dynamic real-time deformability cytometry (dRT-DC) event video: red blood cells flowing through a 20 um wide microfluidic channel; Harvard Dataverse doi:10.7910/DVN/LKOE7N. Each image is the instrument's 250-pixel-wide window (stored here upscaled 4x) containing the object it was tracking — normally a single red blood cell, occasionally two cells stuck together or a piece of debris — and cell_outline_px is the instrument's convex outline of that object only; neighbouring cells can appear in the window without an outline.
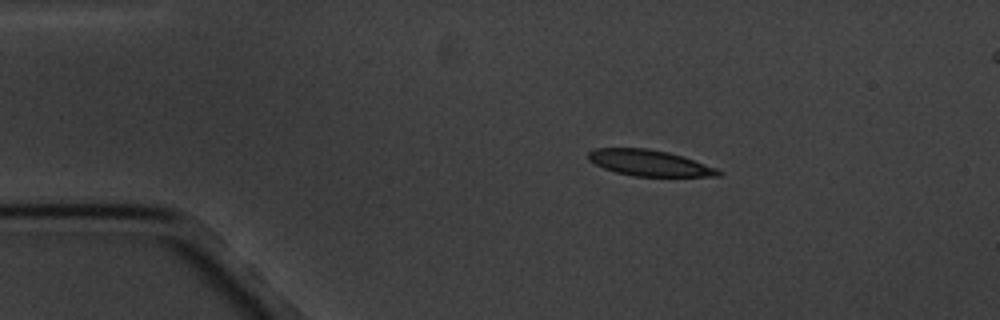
{"species": "common noctule bat (a hibernating species)", "species_latin": "Nyctalus noctula", "temperature_condition": "cold", "stored_images_in_passage": 4, "camera_frame_rate_fps": 3000, "um_per_image_px": 0.085, "animal": {"sex": "male", "body_mass_g": 20.1, "forearm_length_mm": 53.5}, "frame": {"image": 1, "passage_image": 2, "time_ms": 1.333, "image_size_px": [1000, 320], "cell_outline_px": [[724, 172], [720, 176], [632, 176], [616, 172], [604, 168], [588, 160], [588, 152], [596, 148], [648, 148], [668, 152], [716, 168]], "centroid_in_image_um": [55.17, 13.85], "position_along_channel_um": 29.8, "area_um2": 19.48}}